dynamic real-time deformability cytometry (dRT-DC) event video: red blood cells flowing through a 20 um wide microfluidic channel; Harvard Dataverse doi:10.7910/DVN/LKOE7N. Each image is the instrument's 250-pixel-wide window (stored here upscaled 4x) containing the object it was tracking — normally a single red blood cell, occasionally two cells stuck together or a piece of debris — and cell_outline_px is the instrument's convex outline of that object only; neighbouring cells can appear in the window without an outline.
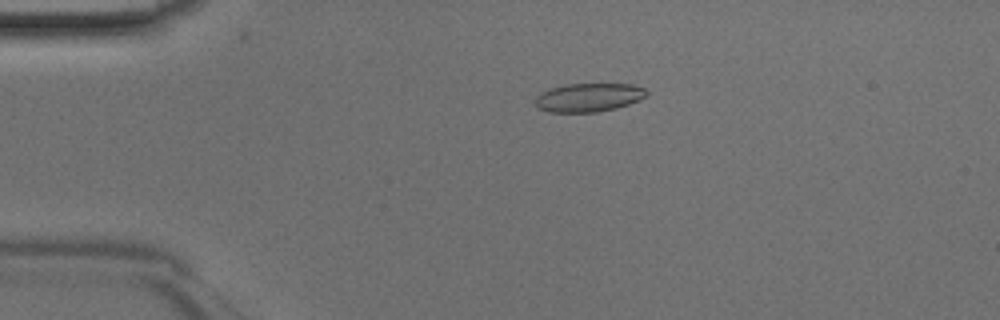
{"species": "Egyptian fruit bat (a non-hibernating species)", "species_latin": "Rousettus aegyptiacus", "temperature_condition": "room temperature", "stored_images_in_passage": 46, "camera_frame_rate_fps": 3000, "um_per_image_px": 0.085, "animal": {"sex": "male"}, "frame": {"image": 1, "passage_image": 10, "time_ms": 3.0, "image_size_px": [1000, 320], "cell_outline_px": [[648, 96], [628, 104], [616, 108], [596, 112], [548, 112], [536, 108], [536, 96], [540, 92], [552, 88], [568, 84], [632, 84], [644, 88], [648, 92]], "centroid_in_image_um": [50.03, 8.29], "position_along_channel_um": 35.0, "area_um2": 18.55}}
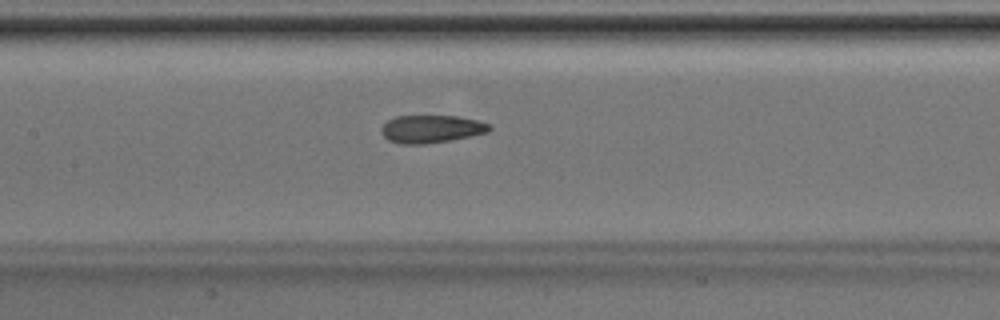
{"frame": {"image": 2, "passage_image": 22, "time_ms": 7.0, "image_size_px": [1000, 320], "cell_outline_px": [[492, 128], [488, 132], [448, 140], [424, 144], [400, 144], [388, 140], [380, 132], [380, 128], [388, 120], [396, 116], [456, 116], [476, 120], [488, 124]], "centroid_in_image_um": [36.6, 10.96], "position_along_channel_um": 170.8, "area_um2": 17.28}}
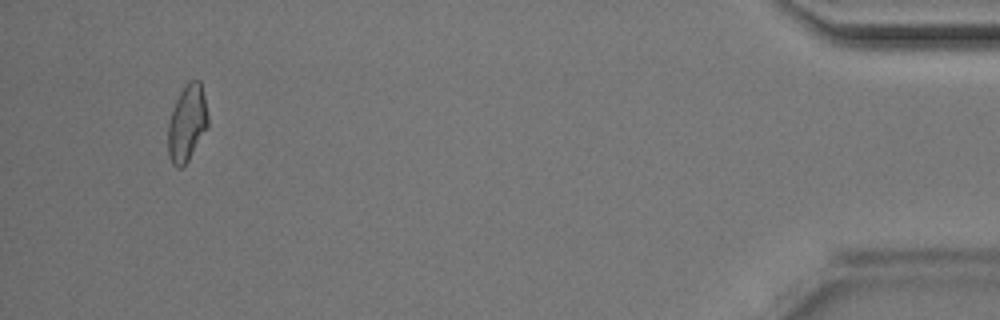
{"frame": {"image": 3, "passage_image": 44, "time_ms": 14.333, "image_size_px": [1000, 320], "cell_outline_px": [[208, 124], [188, 160], [180, 168], [176, 168], [172, 164], [168, 156], [168, 124], [176, 100], [180, 92], [192, 80], [200, 80], [204, 96], [208, 116]], "centroid_in_image_um": [15.88, 10.49], "position_along_channel_um": 419.3, "area_um2": 17.34}}